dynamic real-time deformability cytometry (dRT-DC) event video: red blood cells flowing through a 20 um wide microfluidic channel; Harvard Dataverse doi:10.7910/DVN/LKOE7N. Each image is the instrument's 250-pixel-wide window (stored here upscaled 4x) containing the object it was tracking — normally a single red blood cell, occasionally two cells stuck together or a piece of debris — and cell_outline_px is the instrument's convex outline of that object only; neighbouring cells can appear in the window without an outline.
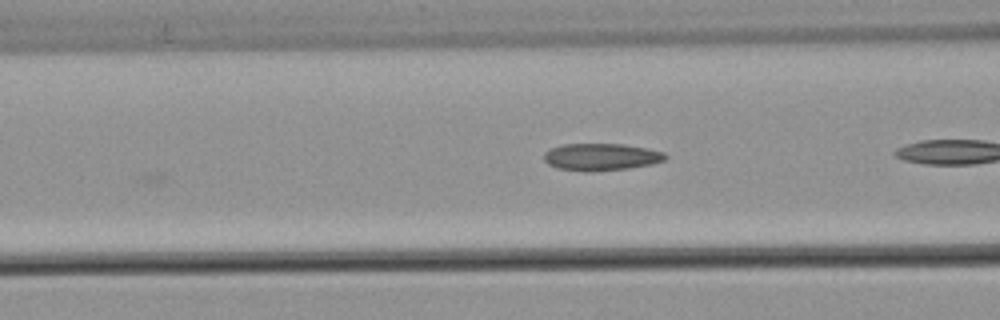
{"species": "common noctule bat (a hibernating species)", "species_latin": "Nyctalus noctula", "temperature_condition": "warm", "stored_images_in_passage": 10, "camera_frame_rate_fps": 3000, "um_per_image_px": 0.085, "animal": {"sex": "male", "body_mass_g": 21.5, "forearm_length_mm": 52.0}, "frame": {"image": 1, "passage_image": 7, "time_ms": 2.0, "image_size_px": [1000, 320], "cell_outline_px": [[668, 156], [664, 160], [652, 164], [628, 168], [592, 172], [584, 172], [556, 168], [548, 164], [544, 160], [544, 152], [552, 148], [564, 144], [624, 144], [648, 148], [664, 152]], "centroid_in_image_um": [51.1, 13.34], "position_along_channel_um": 115.5, "area_um2": 19.36}}